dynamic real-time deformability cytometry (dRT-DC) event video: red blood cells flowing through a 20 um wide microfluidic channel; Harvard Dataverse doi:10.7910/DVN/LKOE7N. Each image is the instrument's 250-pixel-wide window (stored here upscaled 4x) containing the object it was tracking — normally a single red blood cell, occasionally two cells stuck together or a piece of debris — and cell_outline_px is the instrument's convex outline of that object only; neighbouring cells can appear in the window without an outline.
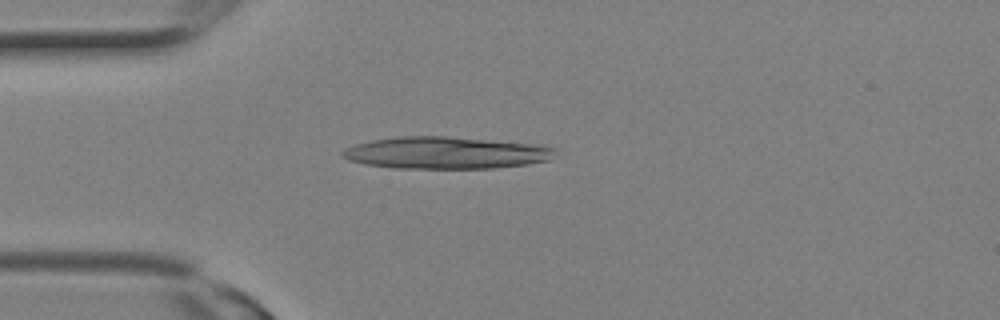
{"species": "Egyptian fruit bat (a non-hibernating species)", "species_latin": "Rousettus aegyptiacus", "temperature_condition": "room temperature", "stored_images_in_passage": 1, "camera_frame_rate_fps": 3000, "um_per_image_px": 0.085, "animal": {"sex": "female"}, "frame": {"image": 1, "passage_image": 1, "time_ms": 0.0, "image_size_px": [1000, 320], "cell_outline_px": [[556, 148], [548, 160], [528, 164], [496, 168], [392, 168], [368, 164], [348, 160], [340, 156], [340, 152], [356, 144], [372, 140], [396, 136], [448, 136], [548, 144]], "centroid_in_image_um": [37.95, 12.97], "position_along_channel_um": 47.1, "area_um2": 40.11}}